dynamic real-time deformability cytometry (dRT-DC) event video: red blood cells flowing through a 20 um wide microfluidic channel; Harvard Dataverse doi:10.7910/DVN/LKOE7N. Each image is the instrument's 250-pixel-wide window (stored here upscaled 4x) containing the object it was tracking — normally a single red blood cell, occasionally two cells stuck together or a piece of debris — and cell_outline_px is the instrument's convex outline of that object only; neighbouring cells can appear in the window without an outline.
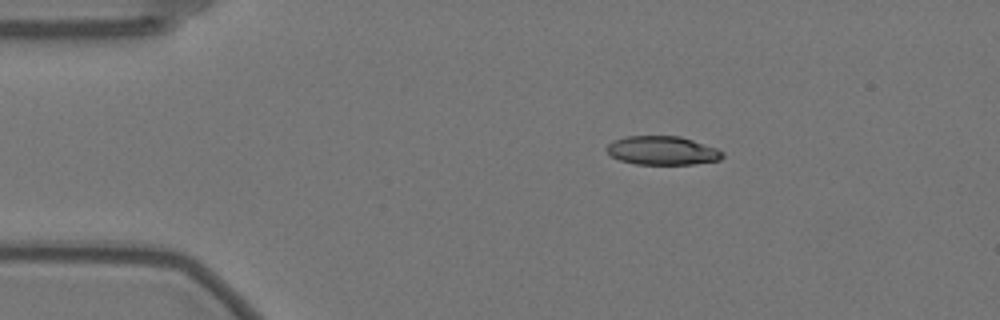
{"species": "Egyptian fruit bat (a non-hibernating species)", "species_latin": "Rousettus aegyptiacus", "temperature_condition": "warm", "stored_images_in_passage": 48, "camera_frame_rate_fps": 3000, "um_per_image_px": 0.085, "animal": {"sex": "female"}, "frame": {"image": 1, "passage_image": 1, "time_ms": 0.0, "image_size_px": [1000, 320], "cell_outline_px": [[724, 156], [720, 160], [692, 164], [636, 164], [620, 160], [612, 156], [604, 148], [612, 140], [624, 136], [680, 136], [716, 148], [724, 152]], "centroid_in_image_um": [56.28, 12.79], "position_along_channel_um": 28.7, "area_um2": 19.42}}
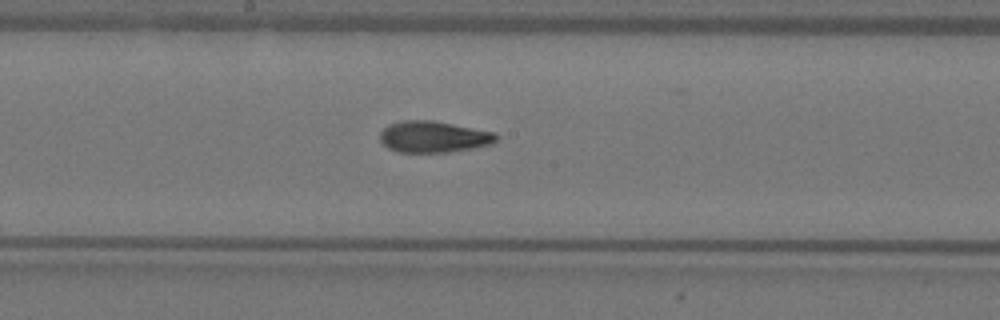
{"frame": {"image": 2, "passage_image": 21, "time_ms": 6.667, "image_size_px": [1000, 320], "cell_outline_px": [[496, 140], [492, 144], [448, 152], [400, 152], [388, 148], [380, 140], [380, 132], [388, 124], [404, 120], [432, 120], [492, 132], [496, 136]], "centroid_in_image_um": [36.79, 11.62], "position_along_channel_um": 211.4, "area_um2": 20.92}}
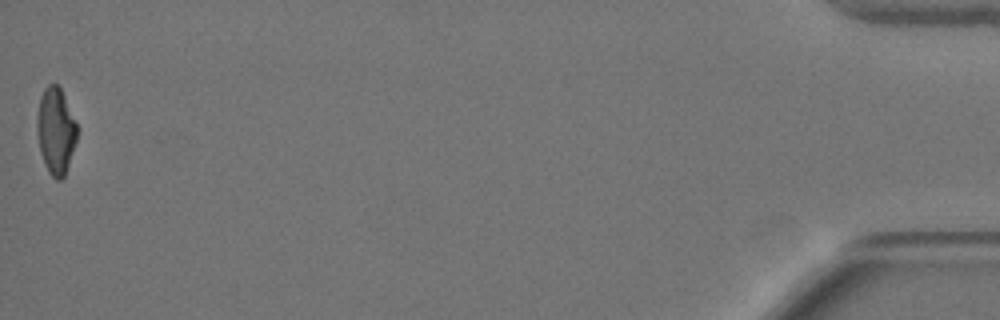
{"frame": {"image": 3, "passage_image": 48, "time_ms": 15.667, "image_size_px": [1000, 320], "cell_outline_px": [[76, 140], [64, 176], [60, 180], [56, 180], [48, 172], [44, 164], [40, 152], [36, 128], [36, 116], [40, 96], [44, 88], [48, 84], [56, 84], [60, 88], [64, 96], [76, 124]], "centroid_in_image_um": [4.69, 11.12], "position_along_channel_um": 430.5, "area_um2": 19.94}, "authors_computed_cell_mechanics": {"area_um2": 20.7502, "velocity_mm_per_s": 3.5336, "shape_relaxation_time_tau1_ms": 5.77, "shape_relaxation_time_tau2_ms": 1.8314, "deformation_change_tau1": 0.2146, "deformation_change_tau2": 0.0936}}